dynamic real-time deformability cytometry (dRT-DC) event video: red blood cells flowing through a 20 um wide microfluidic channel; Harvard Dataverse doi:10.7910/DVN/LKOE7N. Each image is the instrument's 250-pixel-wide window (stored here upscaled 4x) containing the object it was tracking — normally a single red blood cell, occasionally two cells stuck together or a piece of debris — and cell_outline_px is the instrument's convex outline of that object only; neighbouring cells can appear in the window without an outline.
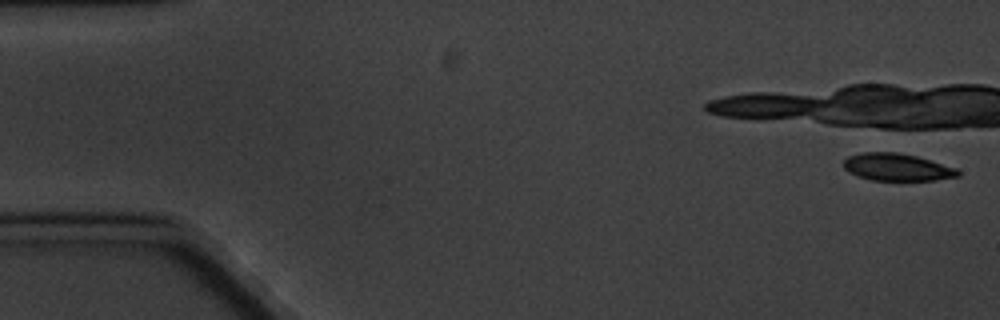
{"species": "common noctule bat (a hibernating species)", "species_latin": "Nyctalus noctula", "temperature_condition": "cold", "stored_images_in_passage": 1, "camera_frame_rate_fps": 3000, "um_per_image_px": 0.085, "animal": {"sex": "male", "body_mass_g": 20.1, "forearm_length_mm": 53.5}, "frame": {"image": 1, "passage_image": 1, "time_ms": 0.0, "image_size_px": [1000, 320], "cell_outline_px": [[960, 176], [936, 180], [872, 180], [856, 176], [844, 168], [844, 160], [848, 156], [864, 152], [896, 152], [916, 156], [956, 168], [960, 172]], "centroid_in_image_um": [76.24, 14.21], "position_along_channel_um": 8.8, "area_um2": 18.09}}